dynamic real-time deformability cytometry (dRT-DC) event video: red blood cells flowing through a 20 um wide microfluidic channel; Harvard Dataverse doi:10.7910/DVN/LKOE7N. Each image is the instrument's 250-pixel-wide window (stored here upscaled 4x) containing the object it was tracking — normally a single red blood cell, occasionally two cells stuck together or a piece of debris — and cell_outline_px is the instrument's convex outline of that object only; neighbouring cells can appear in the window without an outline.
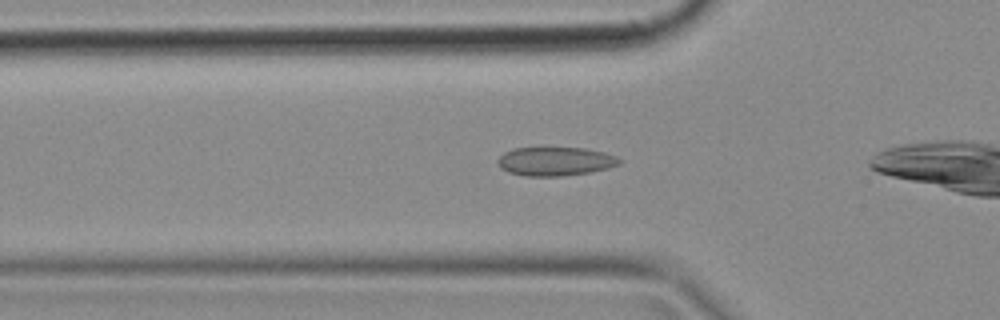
{"species": "common noctule bat (a hibernating species)", "species_latin": "Nyctalus noctula", "temperature_condition": "cold", "stored_images_in_passage": 30, "camera_frame_rate_fps": 3000, "um_per_image_px": 0.085, "animal": {"sex": "female", "body_mass_g": 18.4}, "frame": {"image": 1, "passage_image": 6, "time_ms": 1.667, "image_size_px": [1000, 320], "cell_outline_px": [[624, 160], [620, 164], [608, 168], [588, 172], [560, 176], [524, 176], [508, 172], [500, 168], [496, 160], [504, 152], [516, 148], [584, 148], [604, 152], [616, 156]], "centroid_in_image_um": [47.2, 13.71], "position_along_channel_um": 78.6, "area_um2": 20.4}}
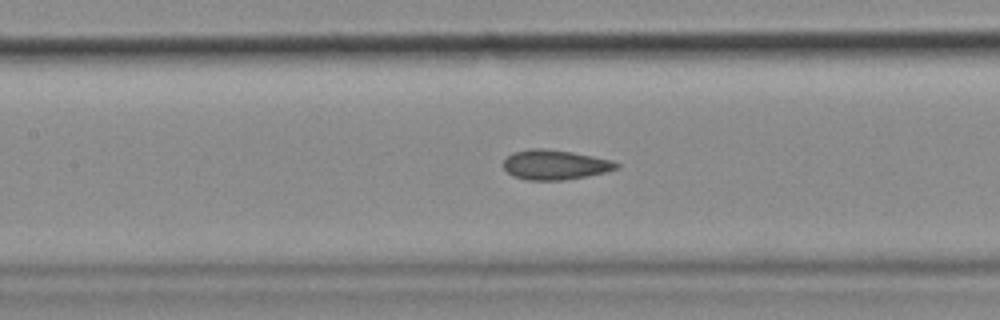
{"frame": {"image": 2, "passage_image": 12, "time_ms": 3.667, "image_size_px": [1000, 320], "cell_outline_px": [[620, 168], [604, 172], [564, 180], [528, 180], [512, 176], [504, 168], [504, 160], [508, 156], [516, 152], [528, 148], [544, 148], [572, 152], [612, 160], [620, 164]], "centroid_in_image_um": [47.18, 14.0], "position_along_channel_um": 160.2, "area_um2": 19.48}}
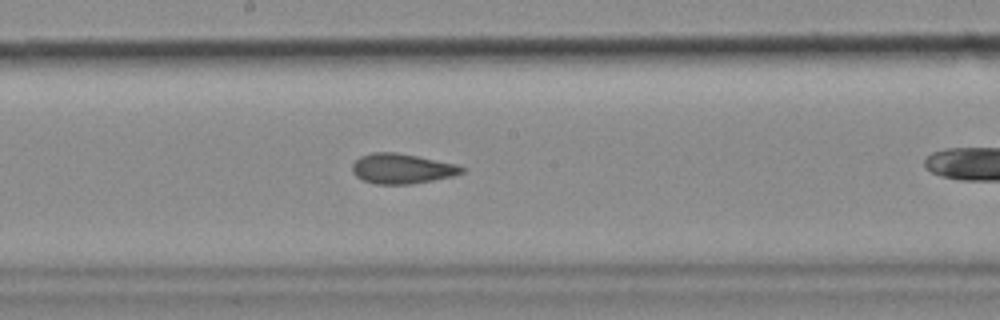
{"frame": {"image": 3, "passage_image": 16, "time_ms": 5.0, "image_size_px": [1000, 320], "cell_outline_px": [[468, 168], [464, 172], [452, 176], [412, 184], [376, 184], [364, 180], [356, 176], [352, 172], [352, 164], [360, 156], [372, 152], [396, 152], [456, 164]], "centroid_in_image_um": [34.16, 14.33], "position_along_channel_um": 214.0, "area_um2": 19.13}}